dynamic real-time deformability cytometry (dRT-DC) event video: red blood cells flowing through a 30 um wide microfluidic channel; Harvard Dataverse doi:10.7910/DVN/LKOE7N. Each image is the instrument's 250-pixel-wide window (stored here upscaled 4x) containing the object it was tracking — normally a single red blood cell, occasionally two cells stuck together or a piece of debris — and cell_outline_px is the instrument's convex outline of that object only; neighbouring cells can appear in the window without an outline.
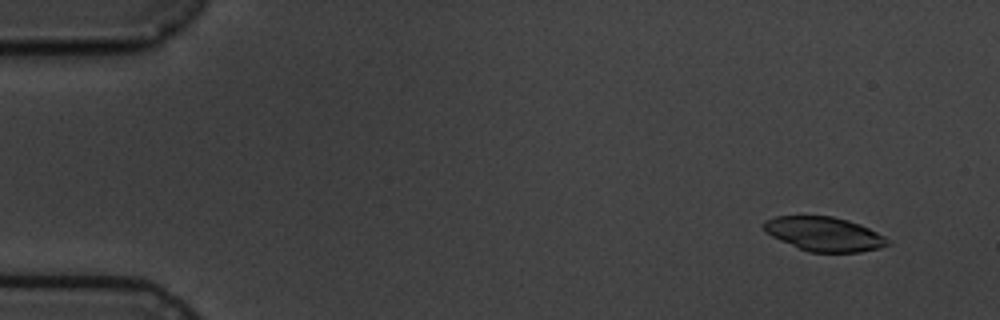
{"species": "common noctule bat (a hibernating species)", "species_latin": "Nyctalus noctula", "temperature_condition": "cold", "stored_images_in_passage": 6, "camera_frame_rate_fps": 3000, "um_per_image_px": 0.085, "animal": {"sex": "male", "body_mass_g": 19.5, "forearm_length_mm": 54.6}, "frame": {"image": 1, "passage_image": 1, "time_ms": 0.0, "image_size_px": [1000, 320], "cell_outline_px": [[892, 244], [880, 248], [860, 252], [808, 252], [780, 240], [764, 232], [764, 220], [776, 216], [832, 216], [848, 220], [860, 224], [892, 240]], "centroid_in_image_um": [70.08, 19.89], "position_along_channel_um": 14.9, "area_um2": 24.8}}
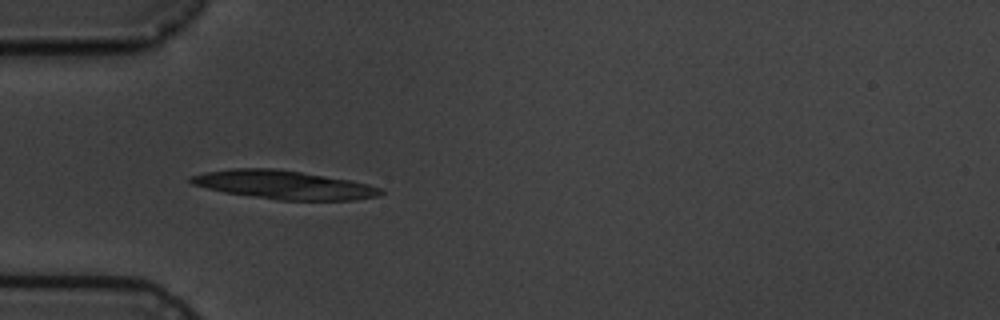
{"frame": {"image": 2, "passage_image": 4, "time_ms": 4.333, "image_size_px": [1000, 320], "cell_outline_px": [[384, 192], [380, 196], [352, 200], [280, 200], [224, 192], [192, 184], [188, 180], [188, 176], [204, 172], [232, 168], [272, 168], [300, 172], [352, 180], [368, 184], [380, 188]], "centroid_in_image_um": [24.12, 15.7], "position_along_channel_um": 60.9, "area_um2": 31.5}}